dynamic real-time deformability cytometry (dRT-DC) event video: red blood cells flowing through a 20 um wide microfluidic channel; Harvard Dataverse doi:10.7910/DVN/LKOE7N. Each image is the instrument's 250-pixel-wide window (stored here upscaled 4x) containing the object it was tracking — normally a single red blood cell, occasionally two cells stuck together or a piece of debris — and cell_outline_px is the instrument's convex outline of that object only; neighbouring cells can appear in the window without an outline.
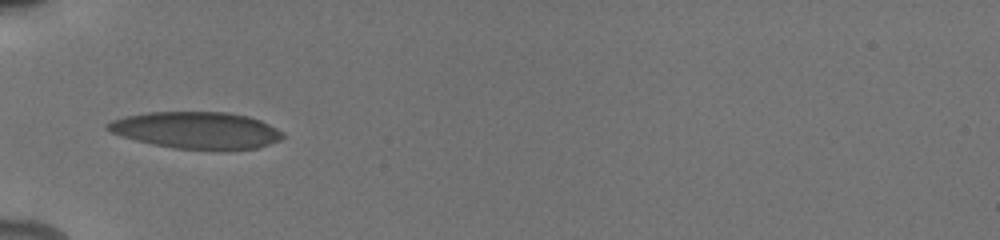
{"species": "human", "species_latin": "Homo sapiens", "temperature_condition": "cold", "stored_images_in_passage": 2, "camera_frame_rate_fps": 3000, "um_per_image_px": 0.085, "donor": {"sex": "male"}, "frame": {"image": 1, "passage_image": 1, "time_ms": 0.0, "image_size_px": [1000, 240], "cell_outline_px": [[284, 136], [280, 140], [256, 148], [176, 148], [152, 144], [120, 136], [104, 128], [104, 124], [112, 120], [128, 116], [148, 112], [228, 112], [248, 116], [260, 120], [284, 132]], "centroid_in_image_um": [16.67, 11.04], "position_along_channel_um": 68.3, "area_um2": 36.99}}